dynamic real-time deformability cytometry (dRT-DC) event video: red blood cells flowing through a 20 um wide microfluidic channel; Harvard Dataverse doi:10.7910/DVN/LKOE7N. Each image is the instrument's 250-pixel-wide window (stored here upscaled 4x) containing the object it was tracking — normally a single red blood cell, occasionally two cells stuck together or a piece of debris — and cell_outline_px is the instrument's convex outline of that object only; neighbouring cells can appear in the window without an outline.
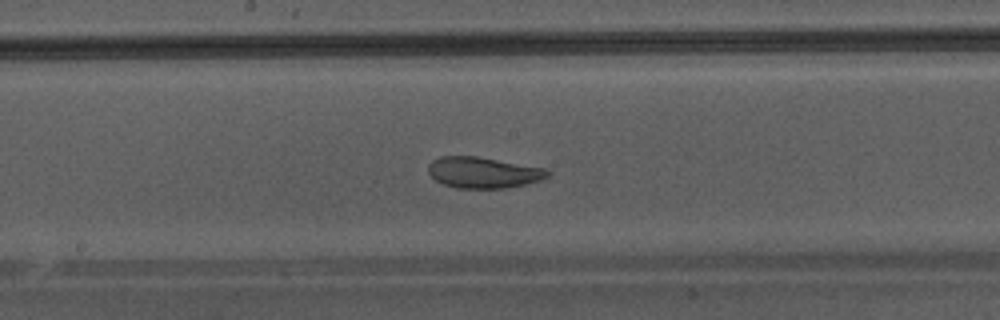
{"species": "Egyptian fruit bat (a non-hibernating species)", "species_latin": "Rousettus aegyptiacus", "temperature_condition": "warm", "stored_images_in_passage": 32, "camera_frame_rate_fps": 3000, "um_per_image_px": 0.085, "animal": {"sex": "male"}, "frame": {"image": 1, "passage_image": 10, "time_ms": 3.0, "image_size_px": [1000, 320], "cell_outline_px": [[552, 172], [548, 176], [540, 180], [508, 188], [456, 188], [444, 184], [436, 180], [428, 172], [428, 164], [432, 160], [440, 156], [476, 156], [548, 168]], "centroid_in_image_um": [41.1, 14.65], "position_along_channel_um": 207.1, "area_um2": 21.73}}
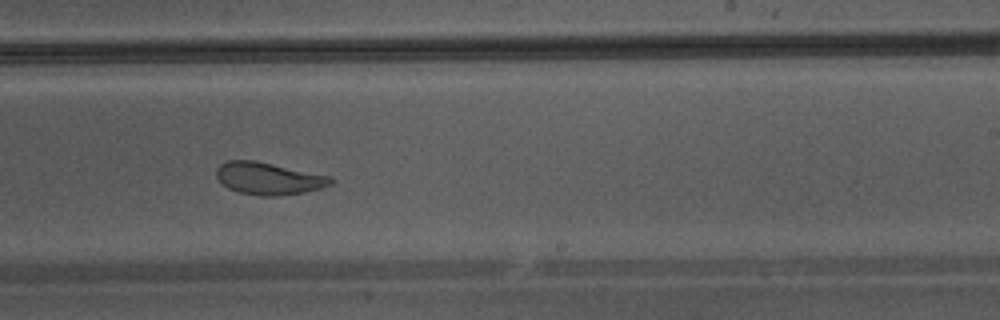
{"frame": {"image": 2, "passage_image": 14, "time_ms": 4.333, "image_size_px": [1000, 320], "cell_outline_px": [[336, 180], [332, 184], [320, 188], [304, 192], [276, 196], [260, 196], [240, 192], [228, 188], [216, 176], [216, 168], [220, 164], [228, 160], [256, 160], [332, 176]], "centroid_in_image_um": [22.86, 15.16], "position_along_channel_um": 266.1, "area_um2": 21.62}}